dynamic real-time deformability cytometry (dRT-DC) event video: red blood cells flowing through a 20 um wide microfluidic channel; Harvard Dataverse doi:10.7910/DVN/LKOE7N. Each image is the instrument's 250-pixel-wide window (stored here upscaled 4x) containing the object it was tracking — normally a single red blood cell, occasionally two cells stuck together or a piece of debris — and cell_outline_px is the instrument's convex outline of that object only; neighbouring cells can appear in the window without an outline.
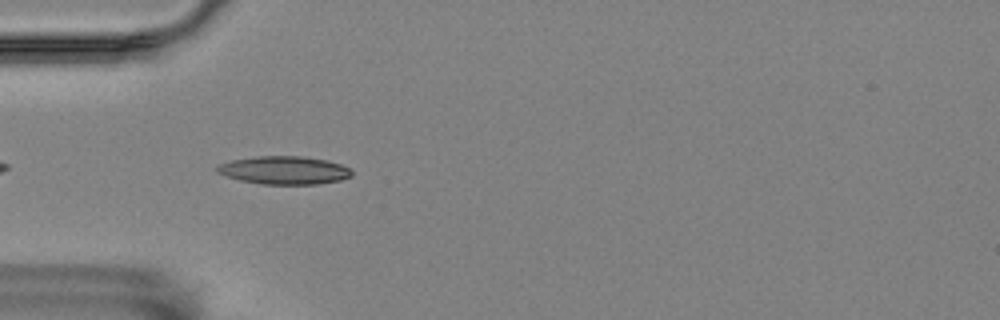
{"species": "Egyptian fruit bat (a non-hibernating species)", "species_latin": "Rousettus aegyptiacus", "temperature_condition": "room temperature", "stored_images_in_passage": 5, "camera_frame_rate_fps": 3000, "um_per_image_px": 0.085, "animal": {"sex": "female"}, "frame": {"image": 1, "passage_image": 4, "time_ms": 1.0, "image_size_px": [1000, 320], "cell_outline_px": [[352, 176], [340, 180], [316, 184], [260, 184], [240, 180], [216, 172], [212, 168], [216, 164], [232, 160], [256, 156], [304, 156], [328, 160], [340, 164], [348, 168], [352, 172]], "centroid_in_image_um": [24.11, 14.46], "position_along_channel_um": 60.9, "area_um2": 22.2}}